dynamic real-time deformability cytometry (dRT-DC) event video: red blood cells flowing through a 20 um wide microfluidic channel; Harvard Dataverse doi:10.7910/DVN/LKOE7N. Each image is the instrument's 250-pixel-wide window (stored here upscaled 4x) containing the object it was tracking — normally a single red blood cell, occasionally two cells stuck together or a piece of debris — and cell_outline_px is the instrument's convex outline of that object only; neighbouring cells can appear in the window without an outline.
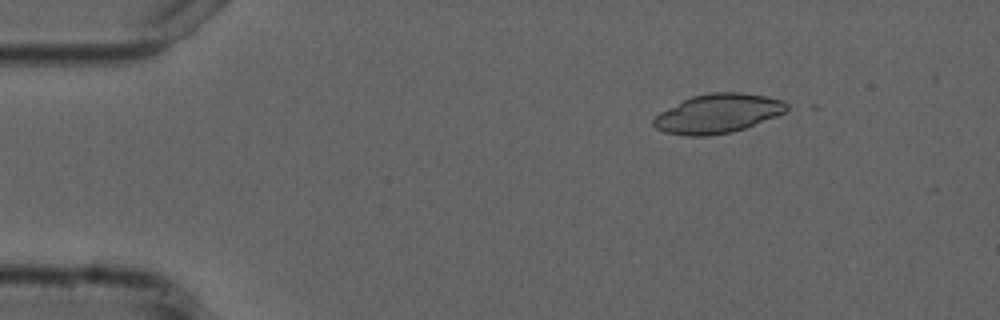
{"species": "common noctule bat (a hibernating species)", "species_latin": "Nyctalus noctula", "temperature_condition": "cold", "stored_images_in_passage": 6, "camera_frame_rate_fps": 3000, "um_per_image_px": 0.085, "animal": {"sex": "male", "forearm_length_mm": 52.5}, "frame": {"image": 1, "passage_image": 6, "time_ms": 6.0, "image_size_px": [1000, 320], "cell_outline_px": [[788, 108], [784, 112], [776, 116], [744, 128], [732, 132], [708, 136], [688, 136], [664, 132], [656, 128], [652, 124], [652, 120], [660, 112], [692, 96], [708, 92], [736, 92], [764, 96], [784, 100], [788, 104]], "centroid_in_image_um": [61.0, 9.65], "position_along_channel_um": 24.0, "area_um2": 30.17}}